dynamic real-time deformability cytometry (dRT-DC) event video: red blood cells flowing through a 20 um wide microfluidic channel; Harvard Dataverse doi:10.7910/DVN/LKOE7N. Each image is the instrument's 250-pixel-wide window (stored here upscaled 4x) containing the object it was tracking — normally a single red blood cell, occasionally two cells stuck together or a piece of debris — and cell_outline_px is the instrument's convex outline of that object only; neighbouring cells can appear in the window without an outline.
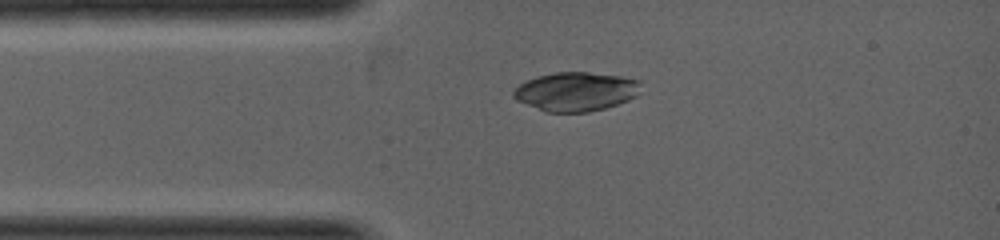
{"species": "common noctule bat (a hibernating species)", "species_latin": "Nyctalus noctula", "temperature_condition": "warm", "stored_images_in_passage": 2, "camera_frame_rate_fps": 5000, "um_per_image_px": 0.085, "animal": {"sex": "female", "body_mass_g": 19.0, "forearm_length_mm": 53.3}, "frame": {"image": 1, "passage_image": 2, "time_ms": 0.6, "image_size_px": [1000, 240], "cell_outline_px": [[640, 92], [636, 96], [628, 100], [604, 108], [588, 112], [548, 112], [516, 100], [512, 96], [512, 92], [520, 84], [536, 76], [556, 72], [588, 72], [620, 76], [640, 80]], "centroid_in_image_um": [48.96, 7.77], "position_along_channel_um": 36.0, "area_um2": 28.78}}